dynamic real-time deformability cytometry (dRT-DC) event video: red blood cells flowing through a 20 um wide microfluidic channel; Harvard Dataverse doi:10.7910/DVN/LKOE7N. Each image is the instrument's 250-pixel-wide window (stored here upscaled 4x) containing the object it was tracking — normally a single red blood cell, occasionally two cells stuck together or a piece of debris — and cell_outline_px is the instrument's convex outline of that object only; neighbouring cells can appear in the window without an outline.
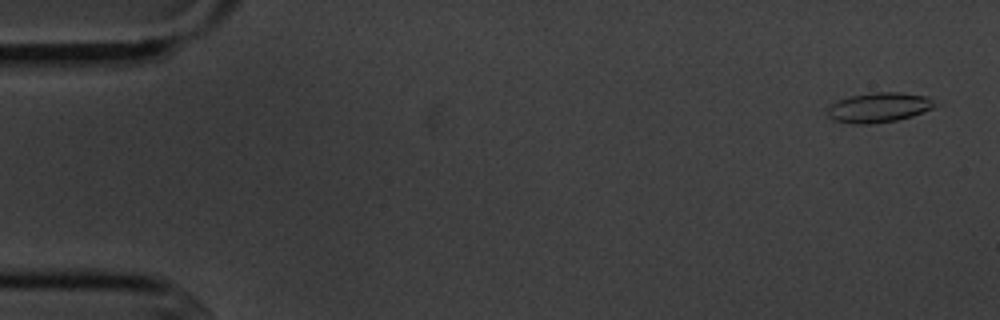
{"species": "common noctule bat (a hibernating species)", "species_latin": "Nyctalus noctula", "temperature_condition": "cold", "stored_images_in_passage": 4, "camera_frame_rate_fps": 3000, "um_per_image_px": 0.085, "animal": {"sex": "male", "body_mass_g": 20.1, "forearm_length_mm": 53.5}, "frame": {"image": 1, "passage_image": 1, "time_ms": 0.0, "image_size_px": [1000, 320], "cell_outline_px": [[940, 104], [932, 108], [912, 116], [896, 120], [868, 124], [852, 124], [832, 120], [828, 116], [828, 108], [832, 104], [840, 100], [852, 96], [872, 92], [900, 92], [928, 96]], "centroid_in_image_um": [74.74, 9.13], "position_along_channel_um": 10.3, "area_um2": 18.67}}